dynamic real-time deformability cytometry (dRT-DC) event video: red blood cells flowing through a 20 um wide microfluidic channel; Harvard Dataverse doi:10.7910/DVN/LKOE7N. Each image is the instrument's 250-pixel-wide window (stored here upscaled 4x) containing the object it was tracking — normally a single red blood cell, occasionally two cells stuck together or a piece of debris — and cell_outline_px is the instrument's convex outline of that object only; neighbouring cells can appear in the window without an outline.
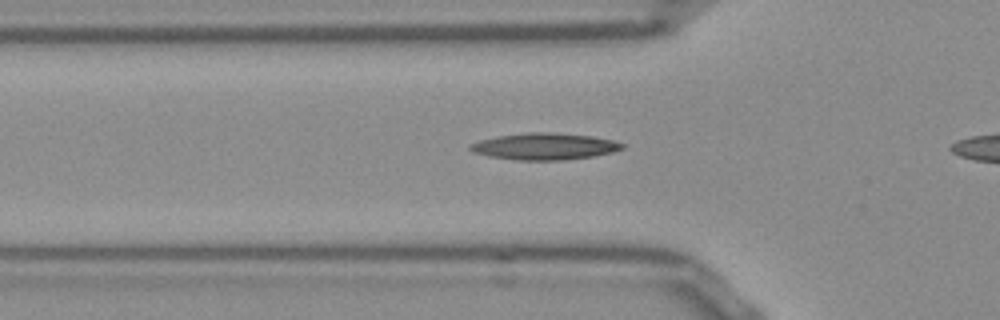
{"species": "Egyptian fruit bat (a non-hibernating species)", "species_latin": "Rousettus aegyptiacus", "temperature_condition": "room temperature", "stored_images_in_passage": 28, "camera_frame_rate_fps": 3000, "um_per_image_px": 0.085, "frame": {"image": 1, "passage_image": 3, "time_ms": 0.667, "image_size_px": [1000, 320], "cell_outline_px": [[624, 148], [612, 152], [592, 156], [564, 160], [516, 160], [488, 156], [472, 152], [468, 148], [472, 144], [480, 140], [500, 136], [532, 132], [548, 132], [592, 136], [612, 140], [624, 144]], "centroid_in_image_um": [46.29, 12.45], "position_along_channel_um": 79.5, "area_um2": 23.35}}
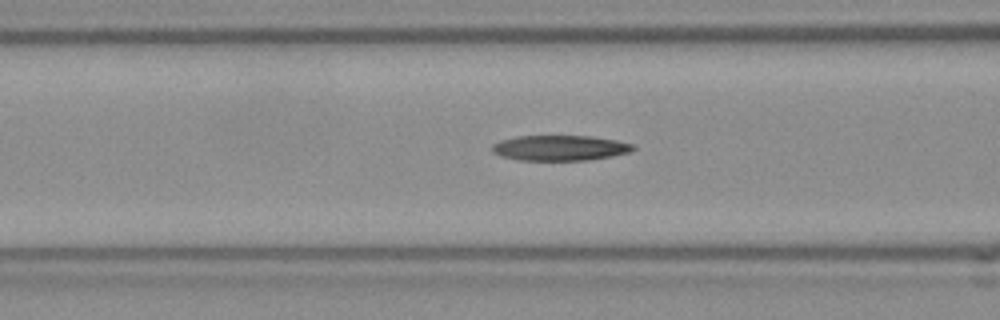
{"frame": {"image": 2, "passage_image": 6, "time_ms": 1.667, "image_size_px": [1000, 320], "cell_outline_px": [[636, 148], [632, 152], [612, 156], [588, 160], [516, 160], [492, 152], [492, 144], [500, 140], [520, 136], [592, 136], [616, 140], [632, 144]], "centroid_in_image_um": [47.62, 12.57], "position_along_channel_um": 119.0, "area_um2": 20.81}}
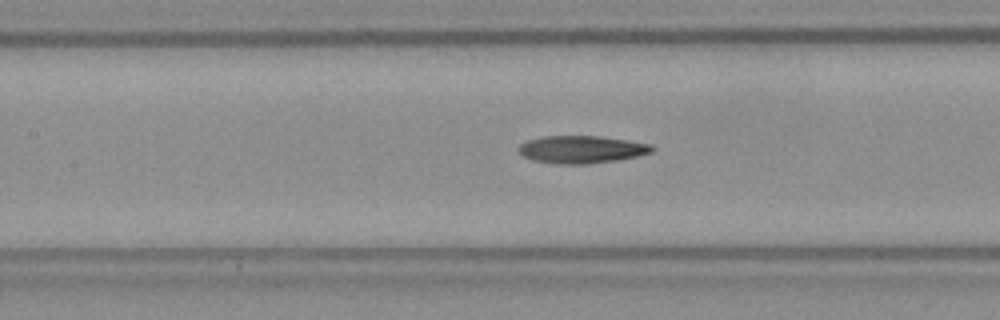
{"frame": {"image": 3, "passage_image": 9, "time_ms": 2.667, "image_size_px": [1000, 320], "cell_outline_px": [[656, 148], [652, 152], [636, 156], [616, 160], [588, 164], [556, 164], [532, 160], [524, 156], [520, 152], [520, 144], [528, 140], [544, 136], [600, 136], [652, 144]], "centroid_in_image_um": [49.46, 12.7], "position_along_channel_um": 157.9, "area_um2": 21.33}}